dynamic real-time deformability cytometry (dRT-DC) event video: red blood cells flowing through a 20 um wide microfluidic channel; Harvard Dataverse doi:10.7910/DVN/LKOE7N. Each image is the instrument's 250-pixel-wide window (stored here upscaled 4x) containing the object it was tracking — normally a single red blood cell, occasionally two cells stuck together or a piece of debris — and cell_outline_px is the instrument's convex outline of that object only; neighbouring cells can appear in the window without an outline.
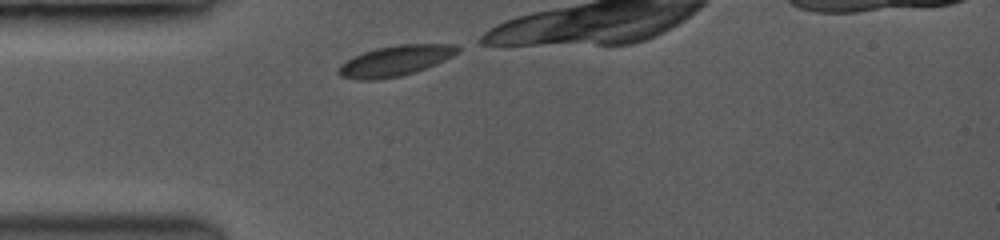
{"species": "common noctule bat (a hibernating species)", "species_latin": "Nyctalus noctula", "temperature_condition": "room temperature", "stored_images_in_passage": 5, "camera_frame_rate_fps": 3500, "um_per_image_px": 0.085, "animal": {"sex": "female", "body_mass_g": 19.0, "forearm_length_mm": 53.3}, "frame": {"image": 1, "passage_image": 1, "time_ms": 0.0, "image_size_px": [1000, 240], "cell_outline_px": [[460, 48], [456, 52], [424, 68], [400, 76], [372, 80], [360, 80], [344, 76], [336, 72], [336, 68], [340, 64], [364, 52], [376, 48], [396, 44], [452, 44]], "centroid_in_image_um": [33.51, 5.16], "position_along_channel_um": 51.5, "area_um2": 20.4}}
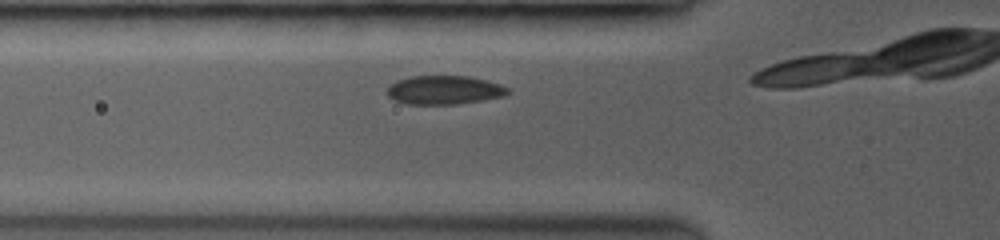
{"frame": {"image": 2, "passage_image": 3, "time_ms": 1.143, "image_size_px": [1000, 240], "cell_outline_px": [[508, 92], [500, 96], [480, 100], [452, 104], [408, 104], [396, 100], [388, 96], [388, 88], [392, 84], [400, 80], [412, 76], [468, 76], [488, 80], [500, 84], [508, 88]], "centroid_in_image_um": [37.76, 7.64], "position_along_channel_um": 88.0, "area_um2": 19.71}}